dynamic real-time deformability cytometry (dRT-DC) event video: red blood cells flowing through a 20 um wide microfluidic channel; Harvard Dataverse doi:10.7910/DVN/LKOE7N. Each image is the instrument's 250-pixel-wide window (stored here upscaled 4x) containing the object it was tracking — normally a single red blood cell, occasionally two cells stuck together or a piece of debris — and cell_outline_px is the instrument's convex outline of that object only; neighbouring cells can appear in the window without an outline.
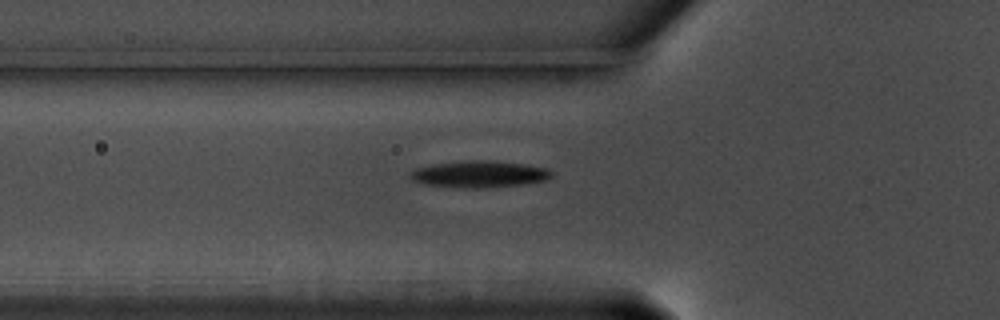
{"species": "common noctule bat (a hibernating species)", "species_latin": "Nyctalus noctula", "temperature_condition": "warm", "stored_images_in_passage": 22, "camera_frame_rate_fps": 3000, "um_per_image_px": 0.085, "animal": {"sex": "male", "body_mass_g": 17.5, "forearm_length_mm": 52.3}, "frame": {"image": 1, "passage_image": 2, "time_ms": 0.333, "image_size_px": [1000, 320], "cell_outline_px": [[552, 176], [544, 180], [520, 184], [480, 188], [460, 188], [424, 184], [412, 180], [408, 172], [416, 168], [436, 164], [468, 160], [492, 160], [528, 164], [548, 168], [552, 172]], "centroid_in_image_um": [40.73, 14.79], "position_along_channel_um": 85.1, "area_um2": 21.96}}
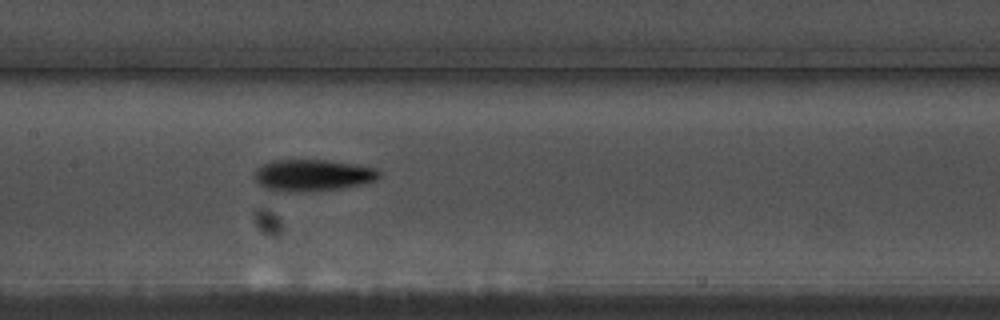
{"frame": {"image": 2, "passage_image": 10, "time_ms": 3.0, "image_size_px": [1000, 320], "cell_outline_px": [[380, 176], [376, 180], [360, 184], [340, 188], [276, 192], [268, 192], [260, 188], [256, 180], [256, 168], [272, 160], [324, 160], [352, 164], [376, 168], [380, 172]], "centroid_in_image_um": [26.5, 14.9], "position_along_channel_um": 180.9, "area_um2": 22.77}}
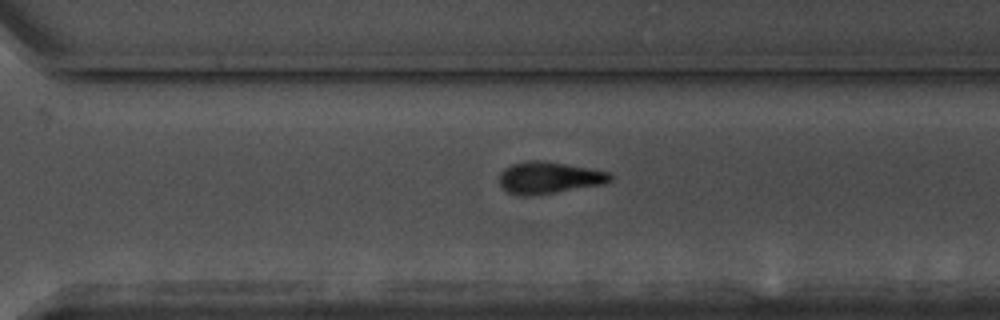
{"frame": {"image": 3, "passage_image": 22, "time_ms": 7.0, "image_size_px": [1000, 320], "cell_outline_px": [[612, 180], [604, 184], [532, 196], [516, 196], [508, 192], [500, 184], [500, 172], [504, 168], [512, 164], [528, 160], [544, 160], [568, 164], [608, 172], [612, 176]], "centroid_in_image_um": [46.64, 15.1], "position_along_channel_um": 324.0, "area_um2": 20.69}}